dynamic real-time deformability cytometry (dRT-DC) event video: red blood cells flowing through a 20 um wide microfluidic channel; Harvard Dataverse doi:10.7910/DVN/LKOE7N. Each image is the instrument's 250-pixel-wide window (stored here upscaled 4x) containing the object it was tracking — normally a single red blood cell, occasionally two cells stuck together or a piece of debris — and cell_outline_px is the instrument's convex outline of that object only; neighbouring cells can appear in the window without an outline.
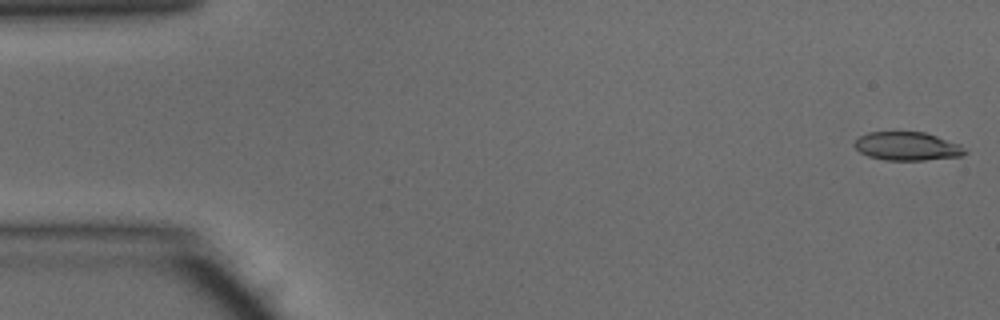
{"species": "common noctule bat (a hibernating species)", "species_latin": "Nyctalus noctula", "temperature_condition": "warm", "stored_images_in_passage": 15, "camera_frame_rate_fps": 3000, "um_per_image_px": 0.085, "animal": {"sex": "male", "body_mass_g": 15.6}, "frame": {"image": 1, "passage_image": 1, "time_ms": 0.0, "image_size_px": [1000, 320], "cell_outline_px": [[968, 152], [964, 156], [924, 160], [884, 160], [868, 156], [860, 152], [852, 144], [860, 136], [868, 132], [924, 132], [960, 144]], "centroid_in_image_um": [77.12, 12.44], "position_along_channel_um": 7.9, "area_um2": 18.38}}
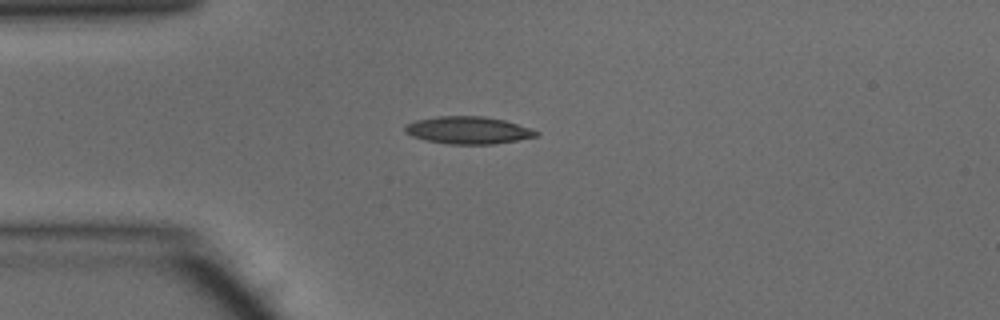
{"frame": {"image": 2, "passage_image": 12, "time_ms": 3.667, "image_size_px": [1000, 320], "cell_outline_px": [[540, 132], [536, 136], [496, 144], [448, 144], [424, 140], [412, 136], [404, 132], [404, 124], [416, 120], [436, 116], [484, 116], [504, 120], [532, 128]], "centroid_in_image_um": [39.76, 11.06], "position_along_channel_um": 45.2, "area_um2": 21.1}}